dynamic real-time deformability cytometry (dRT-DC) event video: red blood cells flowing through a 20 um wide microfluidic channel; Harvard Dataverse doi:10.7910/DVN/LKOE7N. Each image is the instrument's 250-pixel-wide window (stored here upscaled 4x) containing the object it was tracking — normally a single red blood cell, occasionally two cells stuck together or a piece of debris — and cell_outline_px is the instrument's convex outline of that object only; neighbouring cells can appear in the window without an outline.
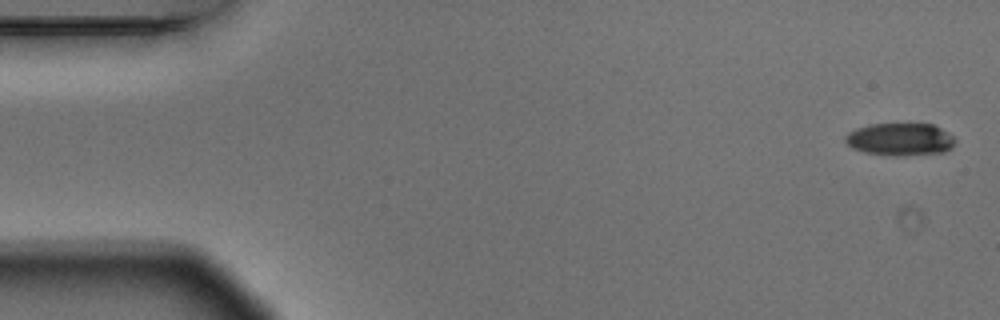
{"species": "Egyptian fruit bat (a non-hibernating species)", "species_latin": "Rousettus aegyptiacus", "temperature_condition": "warm", "stored_images_in_passage": 5, "camera_frame_rate_fps": 3000, "um_per_image_px": 0.085, "animal": {"sex": "male"}, "frame": {"image": 1, "passage_image": 1, "time_ms": 0.0, "image_size_px": [1000, 320], "cell_outline_px": [[956, 140], [952, 148], [944, 152], [900, 156], [896, 156], [864, 152], [852, 148], [844, 140], [844, 136], [848, 132], [856, 128], [868, 124], [932, 124], [948, 132]], "centroid_in_image_um": [76.5, 11.84], "position_along_channel_um": 8.5, "area_um2": 20.92}}
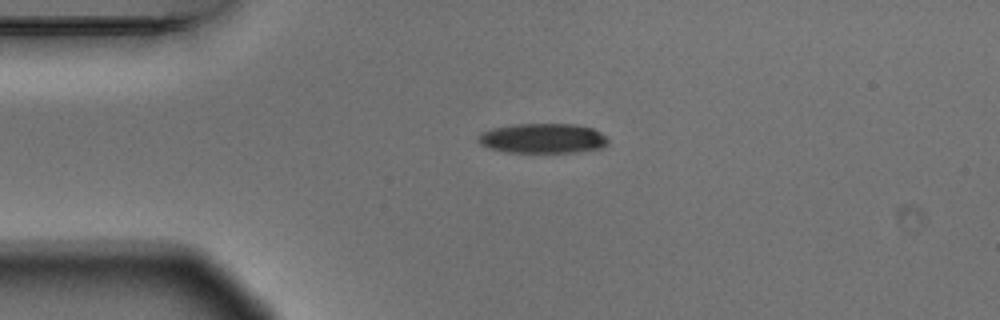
{"frame": {"image": 2, "passage_image": 4, "time_ms": 1.0, "image_size_px": [1000, 320], "cell_outline_px": [[608, 144], [600, 148], [576, 152], [508, 152], [492, 148], [480, 144], [476, 140], [476, 136], [480, 132], [492, 128], [516, 124], [572, 124], [592, 128], [608, 136]], "centroid_in_image_um": [46.12, 11.75], "position_along_channel_um": 38.9, "area_um2": 22.6}}